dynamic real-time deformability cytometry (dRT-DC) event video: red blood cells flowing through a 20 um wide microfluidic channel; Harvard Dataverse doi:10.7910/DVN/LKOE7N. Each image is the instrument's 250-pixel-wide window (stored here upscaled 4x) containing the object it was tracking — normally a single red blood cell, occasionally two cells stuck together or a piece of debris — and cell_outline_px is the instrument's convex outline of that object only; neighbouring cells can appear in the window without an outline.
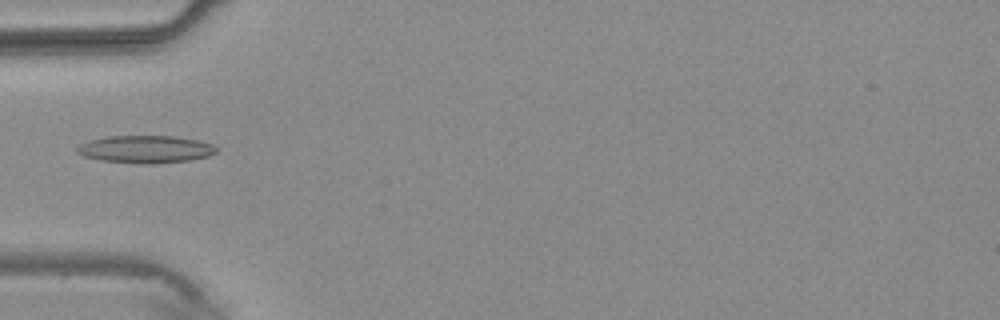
{"species": "common noctule bat (a hibernating species)", "species_latin": "Nyctalus noctula", "temperature_condition": "warm", "stored_images_in_passage": 4, "camera_frame_rate_fps": 3000, "um_per_image_px": 0.085, "animal": {"sex": "male", "body_mass_g": 20.4}, "frame": {"image": 1, "passage_image": 4, "time_ms": 3.667, "image_size_px": [1000, 320], "cell_outline_px": [[216, 152], [208, 156], [192, 160], [156, 164], [144, 164], [100, 160], [84, 156], [76, 152], [76, 148], [80, 144], [92, 140], [108, 136], [172, 136], [196, 140], [212, 144], [216, 148]], "centroid_in_image_um": [12.37, 12.7], "position_along_channel_um": 72.6, "area_um2": 22.25}}